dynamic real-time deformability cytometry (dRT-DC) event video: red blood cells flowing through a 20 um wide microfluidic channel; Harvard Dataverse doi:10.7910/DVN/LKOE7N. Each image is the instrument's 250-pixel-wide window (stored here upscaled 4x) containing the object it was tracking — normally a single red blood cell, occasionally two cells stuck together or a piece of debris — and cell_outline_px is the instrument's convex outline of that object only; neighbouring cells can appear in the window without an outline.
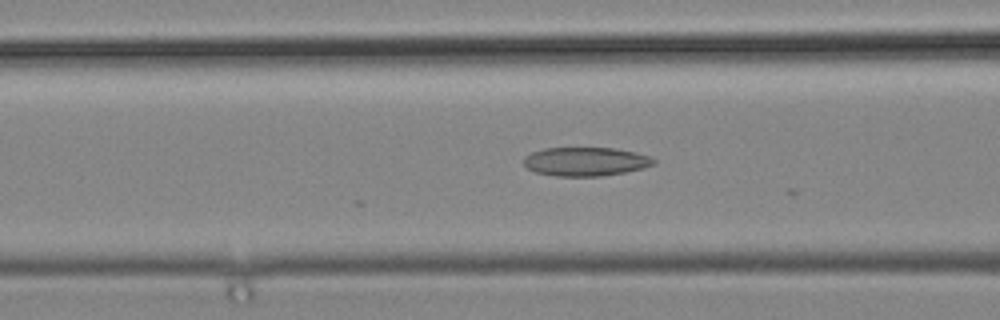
{"species": "common noctule bat (a hibernating species)", "species_latin": "Nyctalus noctula", "temperature_condition": "cold", "stored_images_in_passage": 19, "camera_frame_rate_fps": 3000, "um_per_image_px": 0.085, "animal": {"sex": "male", "body_mass_g": 19.2, "forearm_length_mm": 51.8}, "frame": {"image": 1, "passage_image": 18, "time_ms": 5.667, "image_size_px": [1000, 320], "cell_outline_px": [[656, 164], [644, 168], [624, 172], [600, 176], [556, 176], [536, 172], [528, 168], [524, 164], [524, 156], [532, 152], [544, 148], [612, 148], [636, 152], [648, 156], [656, 160]], "centroid_in_image_um": [49.78, 13.73], "position_along_channel_um": 116.8, "area_um2": 21.73}}